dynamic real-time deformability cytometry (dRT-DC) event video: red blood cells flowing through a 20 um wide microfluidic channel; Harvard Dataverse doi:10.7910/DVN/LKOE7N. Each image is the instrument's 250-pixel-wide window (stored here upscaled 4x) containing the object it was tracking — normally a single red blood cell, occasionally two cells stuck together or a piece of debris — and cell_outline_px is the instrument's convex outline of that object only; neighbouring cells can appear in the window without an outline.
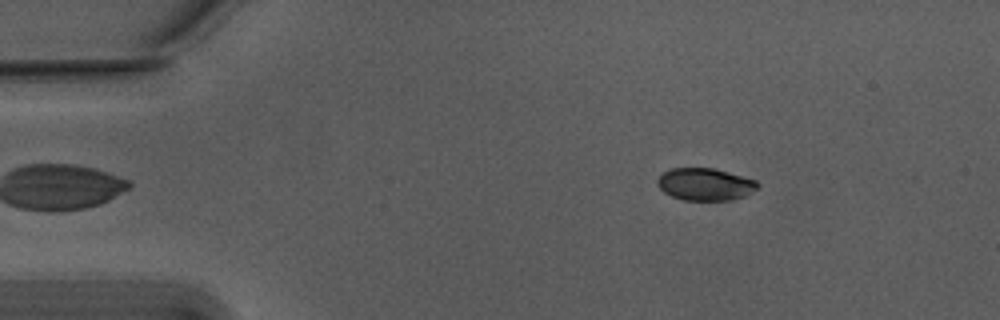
{"species": "Egyptian fruit bat (a non-hibernating species)", "species_latin": "Rousettus aegyptiacus", "temperature_condition": "warm", "stored_images_in_passage": 52, "camera_frame_rate_fps": 3000, "um_per_image_px": 0.085, "animal": {"sex": "male"}, "frame": {"image": 1, "passage_image": 6, "time_ms": 1.667, "image_size_px": [1000, 320], "cell_outline_px": [[760, 184], [752, 192], [744, 196], [732, 200], [684, 200], [672, 196], [664, 192], [656, 184], [656, 180], [664, 172], [672, 168], [716, 168], [756, 180]], "centroid_in_image_um": [59.94, 15.66], "position_along_channel_um": 25.1, "area_um2": 18.9}}
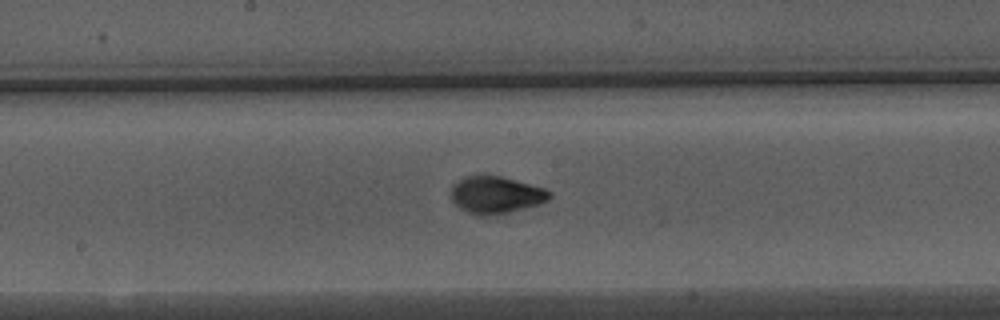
{"frame": {"image": 2, "passage_image": 26, "time_ms": 8.333, "image_size_px": [1000, 320], "cell_outline_px": [[552, 196], [548, 200], [540, 204], [508, 212], [488, 216], [480, 216], [468, 212], [460, 208], [452, 200], [452, 184], [464, 176], [500, 176], [544, 188], [552, 192]], "centroid_in_image_um": [42.16, 16.57], "position_along_channel_um": 206.0, "area_um2": 21.15}}
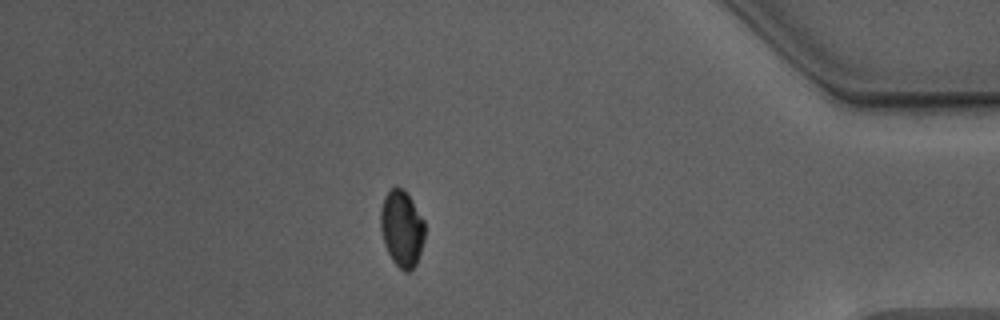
{"frame": {"image": 3, "passage_image": 45, "time_ms": 14.667, "image_size_px": [1000, 320], "cell_outline_px": [[424, 240], [416, 264], [408, 272], [404, 272], [392, 260], [384, 244], [380, 228], [380, 212], [384, 196], [392, 188], [404, 188], [424, 220]], "centroid_in_image_um": [34.14, 19.43], "position_along_channel_um": 401.1, "area_um2": 19.59}, "authors_computed_cell_mechanics": {"area_um2": 20.1144, "velocity_mm_per_s": 3.7561, "shape_relaxation_time_tau1_ms": 2.4078, "shape_relaxation_time_tau2_ms": null, "deformation_change_tau1": 0.1554, "deformation_change_tau2": null}}